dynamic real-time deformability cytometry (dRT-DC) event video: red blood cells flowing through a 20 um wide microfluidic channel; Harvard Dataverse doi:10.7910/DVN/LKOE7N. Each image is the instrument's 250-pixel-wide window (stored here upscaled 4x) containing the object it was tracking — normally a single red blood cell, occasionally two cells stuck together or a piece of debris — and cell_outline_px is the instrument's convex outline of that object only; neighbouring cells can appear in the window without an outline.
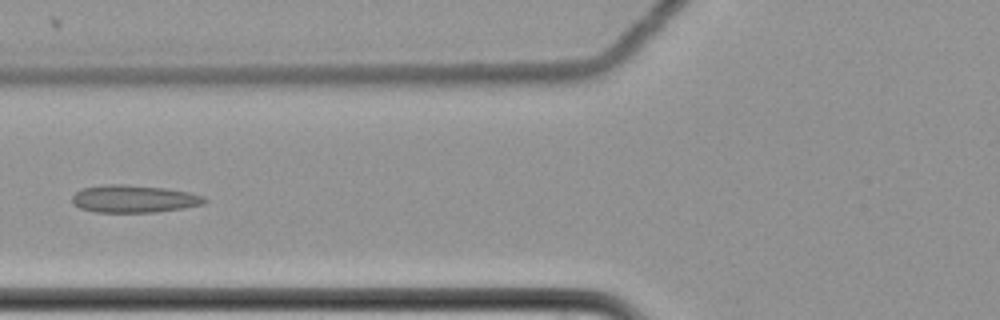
{"species": "common noctule bat (a hibernating species)", "species_latin": "Nyctalus noctula", "temperature_condition": "cold", "stored_images_in_passage": 8, "camera_frame_rate_fps": 3000, "um_per_image_px": 0.085, "animal": {"sex": "female", "body_mass_g": 22.7, "forearm_length_mm": 54.2}, "frame": {"image": 1, "passage_image": 6, "time_ms": 1.667, "image_size_px": [1000, 320], "cell_outline_px": [[208, 200], [204, 204], [184, 208], [156, 212], [92, 212], [80, 208], [72, 204], [72, 196], [76, 192], [84, 188], [104, 184], [124, 184], [164, 188], [188, 192], [204, 196]], "centroid_in_image_um": [11.38, 16.9], "position_along_channel_um": 114.4, "area_um2": 21.33}}
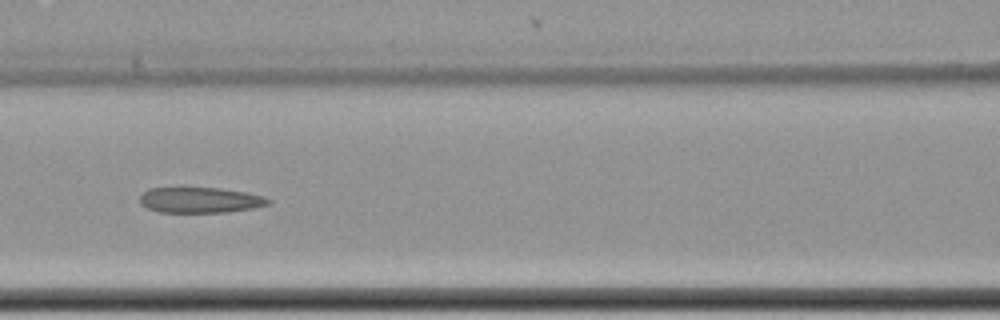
{"frame": {"image": 2, "passage_image": 7, "time_ms": 2.0, "image_size_px": [1000, 320], "cell_outline_px": [[272, 200], [268, 204], [252, 208], [224, 212], [160, 212], [148, 208], [140, 204], [140, 196], [148, 188], [220, 188], [244, 192], [264, 196]], "centroid_in_image_um": [17.0, 17.0], "position_along_channel_um": 149.6, "area_um2": 18.96}}
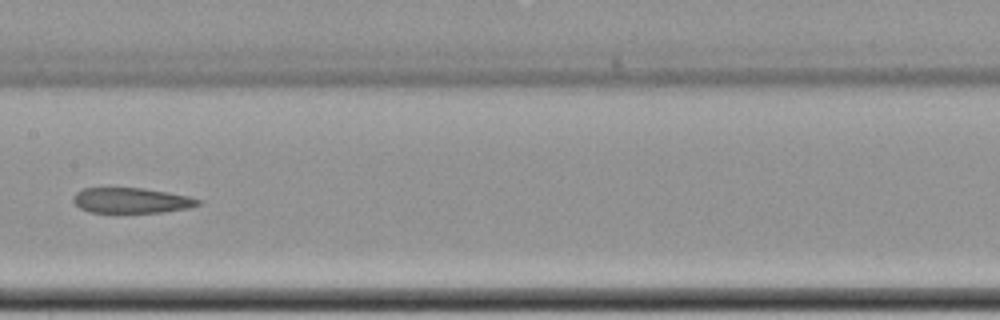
{"frame": {"image": 3, "passage_image": 8, "time_ms": 2.333, "image_size_px": [1000, 320], "cell_outline_px": [[200, 204], [188, 208], [160, 212], [116, 216], [92, 212], [80, 208], [72, 200], [76, 192], [84, 188], [144, 188], [168, 192], [188, 196], [200, 200]], "centroid_in_image_um": [11.12, 17.09], "position_along_channel_um": 196.3, "area_um2": 19.19}}